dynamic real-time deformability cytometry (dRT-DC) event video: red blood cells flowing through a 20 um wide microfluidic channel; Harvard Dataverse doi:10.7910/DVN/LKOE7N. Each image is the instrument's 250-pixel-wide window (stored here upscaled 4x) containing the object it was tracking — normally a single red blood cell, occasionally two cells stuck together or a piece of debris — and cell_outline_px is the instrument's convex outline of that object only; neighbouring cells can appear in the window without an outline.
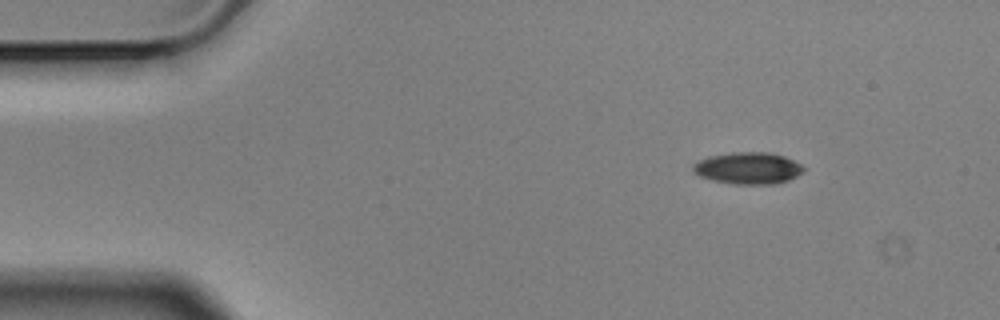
{"species": "Egyptian fruit bat (a non-hibernating species)", "species_latin": "Rousettus aegyptiacus", "temperature_condition": "cold", "stored_images_in_passage": 8, "camera_frame_rate_fps": 3000, "um_per_image_px": 0.085, "animal": {"sex": "male"}, "frame": {"image": 1, "passage_image": 1, "time_ms": 0.0, "image_size_px": [1000, 320], "cell_outline_px": [[804, 172], [788, 180], [776, 184], [732, 184], [712, 180], [700, 176], [692, 172], [692, 164], [708, 156], [732, 152], [768, 152], [784, 156], [800, 164], [804, 168]], "centroid_in_image_um": [63.56, 14.29], "position_along_channel_um": 21.4, "area_um2": 20.58}}
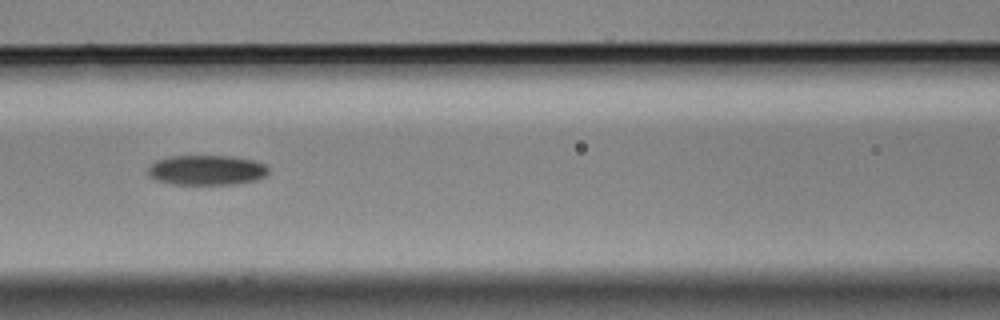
{"frame": {"image": 2, "passage_image": 5, "time_ms": 1.333, "image_size_px": [1000, 320], "cell_outline_px": [[268, 172], [264, 176], [256, 180], [236, 184], [172, 184], [156, 180], [148, 176], [148, 168], [156, 160], [172, 156], [232, 156], [256, 160], [264, 164], [268, 168]], "centroid_in_image_um": [17.57, 14.46], "position_along_channel_um": 149.0, "area_um2": 21.1}}
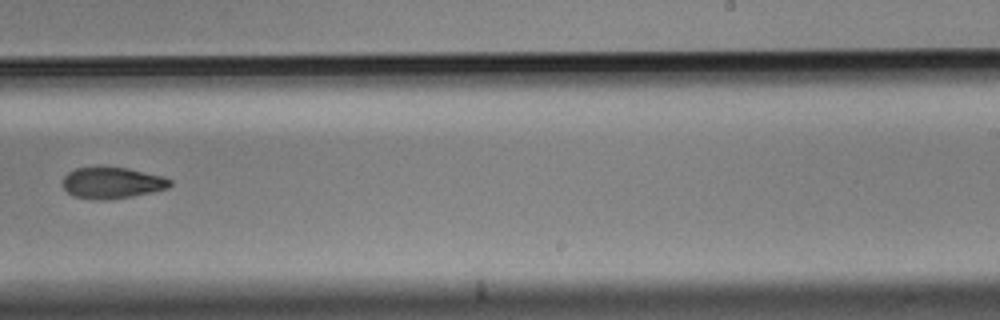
{"frame": {"image": 3, "passage_image": 8, "time_ms": 2.333, "image_size_px": [1000, 320], "cell_outline_px": [[172, 184], [168, 188], [152, 192], [132, 196], [104, 200], [96, 200], [72, 196], [60, 184], [64, 176], [68, 172], [76, 168], [128, 168], [164, 176], [172, 180]], "centroid_in_image_um": [9.52, 15.55], "position_along_channel_um": 279.5, "area_um2": 19.59}}